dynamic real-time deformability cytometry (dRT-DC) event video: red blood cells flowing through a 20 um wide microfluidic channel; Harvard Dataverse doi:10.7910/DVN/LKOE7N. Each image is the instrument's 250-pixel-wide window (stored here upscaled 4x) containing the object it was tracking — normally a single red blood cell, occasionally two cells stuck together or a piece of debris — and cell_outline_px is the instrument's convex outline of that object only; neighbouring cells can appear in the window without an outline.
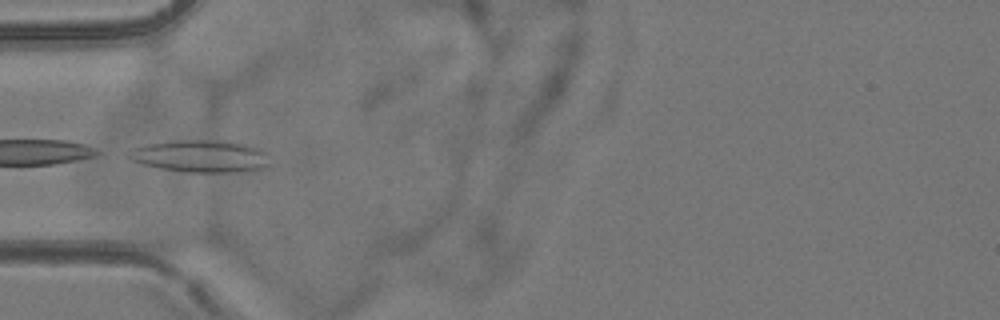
{"species": "common noctule bat (a hibernating species)", "species_latin": "Nyctalus noctula", "temperature_condition": "room temperature", "stored_images_in_passage": 4, "camera_frame_rate_fps": 3000, "um_per_image_px": 0.085, "animal": {"sex": "female", "body_mass_g": 24.6, "forearm_length_mm": 56.2}, "frame": {"image": 1, "passage_image": 4, "time_ms": 4.333, "image_size_px": [1000, 320], "cell_outline_px": [[268, 164], [260, 168], [236, 172], [188, 172], [160, 168], [144, 164], [132, 160], [128, 156], [132, 148], [148, 144], [168, 140], [224, 140], [244, 144], [256, 148], [264, 152]], "centroid_in_image_um": [16.99, 13.26], "position_along_channel_um": 68.0, "area_um2": 26.07}}